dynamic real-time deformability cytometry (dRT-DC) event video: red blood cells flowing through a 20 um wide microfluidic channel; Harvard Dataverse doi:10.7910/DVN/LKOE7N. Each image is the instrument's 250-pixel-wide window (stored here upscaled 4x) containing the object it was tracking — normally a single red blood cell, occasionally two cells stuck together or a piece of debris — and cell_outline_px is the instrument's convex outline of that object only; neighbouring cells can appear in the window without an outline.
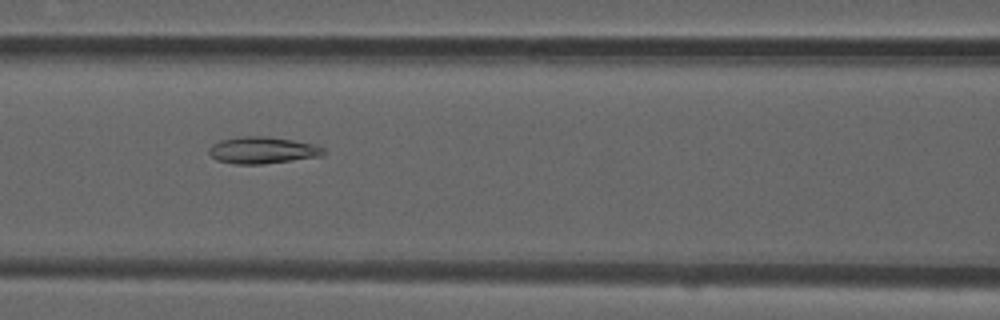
{"species": "common noctule bat (a hibernating species)", "species_latin": "Nyctalus noctula", "temperature_condition": "room temperature", "stored_images_in_passage": 36, "camera_frame_rate_fps": 3000, "um_per_image_px": 0.085, "animal": {"sex": "male", "forearm_length_mm": 52.5}, "frame": {"image": 1, "passage_image": 7, "time_ms": 2.0, "image_size_px": [1000, 320], "cell_outline_px": [[324, 156], [264, 164], [232, 164], [216, 160], [208, 152], [208, 148], [212, 144], [220, 140], [240, 136], [268, 136], [292, 140], [312, 144], [324, 148]], "centroid_in_image_um": [22.28, 12.77], "position_along_channel_um": 144.3, "area_um2": 18.03}}
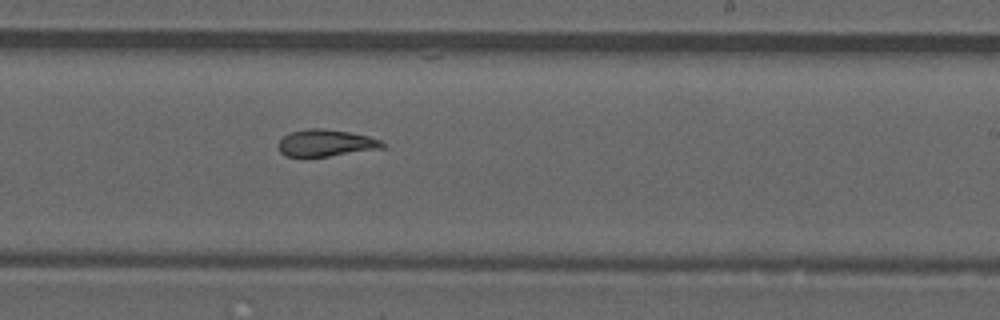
{"frame": {"image": 2, "passage_image": 16, "time_ms": 5.0, "image_size_px": [1000, 320], "cell_outline_px": [[384, 148], [328, 156], [284, 156], [280, 152], [276, 144], [284, 136], [292, 132], [308, 128], [324, 128], [348, 132], [368, 136], [380, 140], [384, 144]], "centroid_in_image_um": [27.67, 12.15], "position_along_channel_um": 261.3, "area_um2": 16.18}}
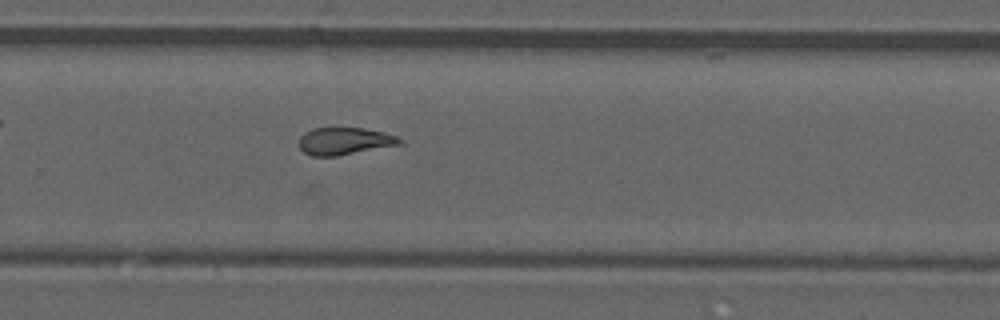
{"frame": {"image": 3, "passage_image": 19, "time_ms": 6.0, "image_size_px": [1000, 320], "cell_outline_px": [[404, 144], [336, 156], [312, 156], [304, 152], [300, 148], [300, 136], [304, 132], [312, 128], [364, 128], [384, 132], [396, 136], [404, 140]], "centroid_in_image_um": [29.32, 11.99], "position_along_channel_um": 300.5, "area_um2": 16.13}, "authors_computed_cell_mechanics": {"area_um2": 16.8198, "velocity_mm_per_s": 3.9195, "shape_relaxation_time_tau1_ms": null, "shape_relaxation_time_tau2_ms": 3.2627, "deformation_change_tau1": null, "deformation_change_tau2": 0.1004}}